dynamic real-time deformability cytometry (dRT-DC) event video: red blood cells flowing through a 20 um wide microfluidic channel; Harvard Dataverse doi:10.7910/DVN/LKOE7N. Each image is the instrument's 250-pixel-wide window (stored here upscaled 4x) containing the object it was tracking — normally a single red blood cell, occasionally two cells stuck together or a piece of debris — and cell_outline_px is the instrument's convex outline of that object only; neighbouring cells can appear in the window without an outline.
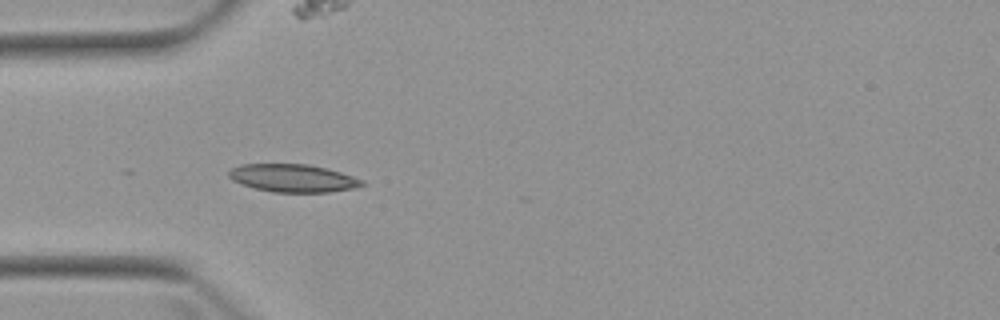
{"species": "Egyptian fruit bat (a non-hibernating species)", "species_latin": "Rousettus aegyptiacus", "temperature_condition": "warm", "stored_images_in_passage": 8, "camera_frame_rate_fps": 3000, "um_per_image_px": 0.085, "animal": {"sex": "female"}, "frame": {"image": 1, "passage_image": 4, "time_ms": 3.667, "image_size_px": [1000, 320], "cell_outline_px": [[364, 184], [356, 188], [328, 192], [272, 192], [256, 188], [232, 180], [228, 176], [228, 172], [232, 168], [240, 164], [308, 164], [340, 172], [364, 180]], "centroid_in_image_um": [24.9, 15.14], "position_along_channel_um": 60.1, "area_um2": 21.44}}
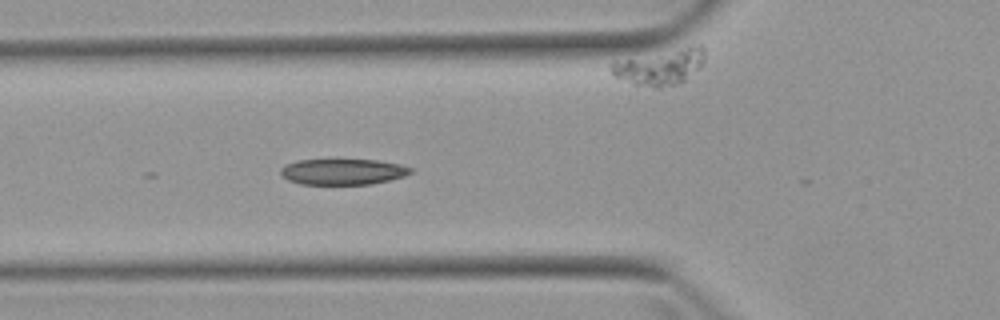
{"frame": {"image": 2, "passage_image": 5, "time_ms": 4.667, "image_size_px": [1000, 320], "cell_outline_px": [[412, 172], [404, 176], [372, 184], [300, 184], [288, 180], [280, 172], [280, 168], [284, 164], [296, 160], [380, 160], [400, 164], [412, 168]], "centroid_in_image_um": [29.13, 14.59], "position_along_channel_um": 96.7, "area_um2": 19.59}}
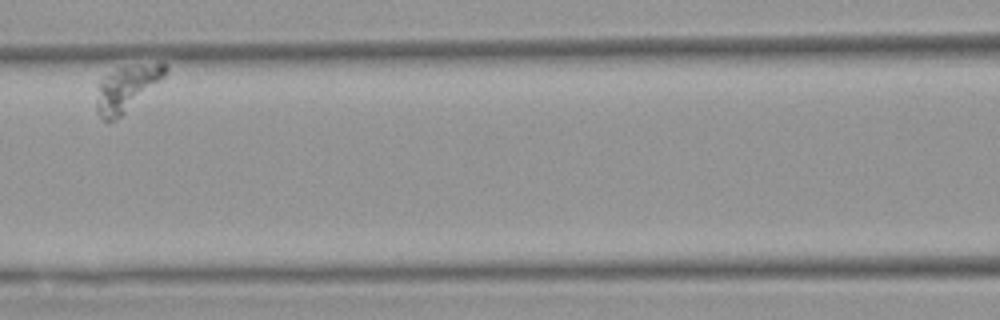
{"frame": {"image": 3, "passage_image": 7, "time_ms": 8.333, "image_size_px": [1000, 320], "cell_outline_px": [[168, 72], [164, 80], [116, 120], [104, 120], [96, 112], [96, 84], [104, 76], [120, 68], [156, 64], [164, 64], [168, 68]], "centroid_in_image_um": [10.76, 7.54], "position_along_channel_um": 155.8, "area_um2": 18.26}}